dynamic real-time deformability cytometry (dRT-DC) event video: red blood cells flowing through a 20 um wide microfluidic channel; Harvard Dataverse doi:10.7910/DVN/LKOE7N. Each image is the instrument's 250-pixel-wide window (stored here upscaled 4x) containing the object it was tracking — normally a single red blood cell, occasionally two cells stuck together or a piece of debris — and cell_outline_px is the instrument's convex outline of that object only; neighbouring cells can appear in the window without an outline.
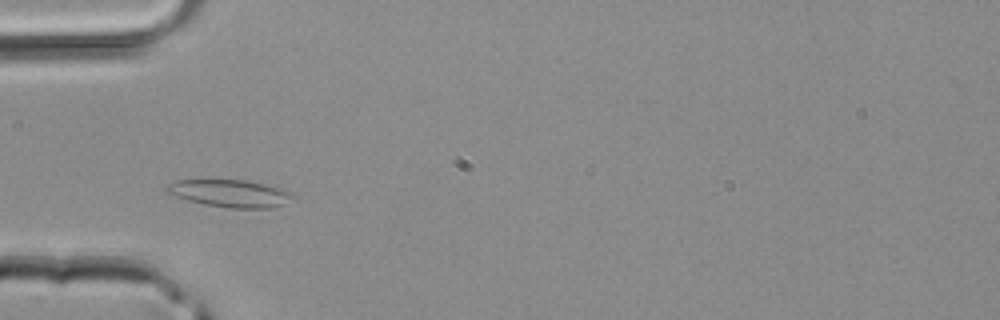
{"species": "common noctule bat (a hibernating species)", "species_latin": "Nyctalus noctula", "temperature_condition": "room temperature", "stored_images_in_passage": 37, "camera_frame_rate_fps": 3000, "um_per_image_px": 0.085, "animal": {"sex": "male", "body_mass_g": 20.4}, "frame": {"image": 1, "passage_image": 8, "time_ms": 2.333, "image_size_px": [1000, 320], "cell_outline_px": [[296, 196], [284, 204], [272, 208], [228, 208], [204, 204], [168, 196], [164, 192], [164, 188], [172, 180], [248, 180], [268, 184], [284, 188]], "centroid_in_image_um": [19.5, 16.43], "position_along_channel_um": 65.5, "area_um2": 20.75}}
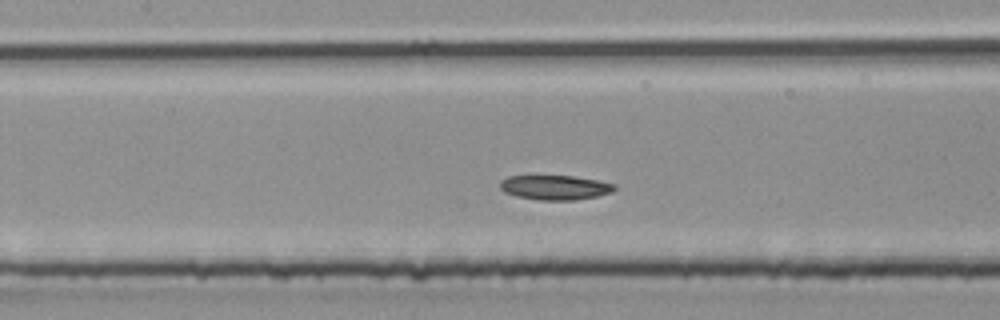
{"frame": {"image": 2, "passage_image": 14, "time_ms": 4.333, "image_size_px": [1000, 320], "cell_outline_px": [[616, 188], [612, 192], [596, 196], [576, 200], [540, 200], [516, 196], [504, 192], [500, 188], [500, 180], [508, 176], [532, 172], [572, 176], [596, 180], [616, 184]], "centroid_in_image_um": [47.08, 15.88], "position_along_channel_um": 160.3, "area_um2": 17.28}}
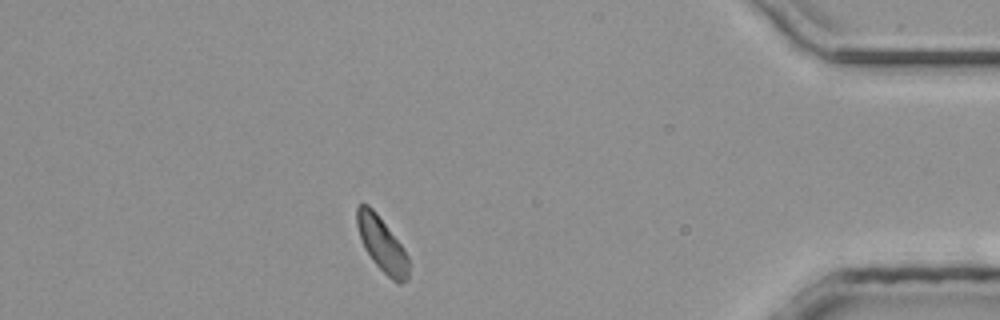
{"frame": {"image": 3, "passage_image": 32, "time_ms": 10.333, "image_size_px": [1000, 320], "cell_outline_px": [[408, 280], [400, 284], [396, 284], [372, 260], [364, 248], [356, 224], [356, 208], [360, 204], [368, 204], [376, 212], [404, 248], [408, 256]], "centroid_in_image_um": [32.47, 20.78], "position_along_channel_um": 402.7, "area_um2": 16.42}}